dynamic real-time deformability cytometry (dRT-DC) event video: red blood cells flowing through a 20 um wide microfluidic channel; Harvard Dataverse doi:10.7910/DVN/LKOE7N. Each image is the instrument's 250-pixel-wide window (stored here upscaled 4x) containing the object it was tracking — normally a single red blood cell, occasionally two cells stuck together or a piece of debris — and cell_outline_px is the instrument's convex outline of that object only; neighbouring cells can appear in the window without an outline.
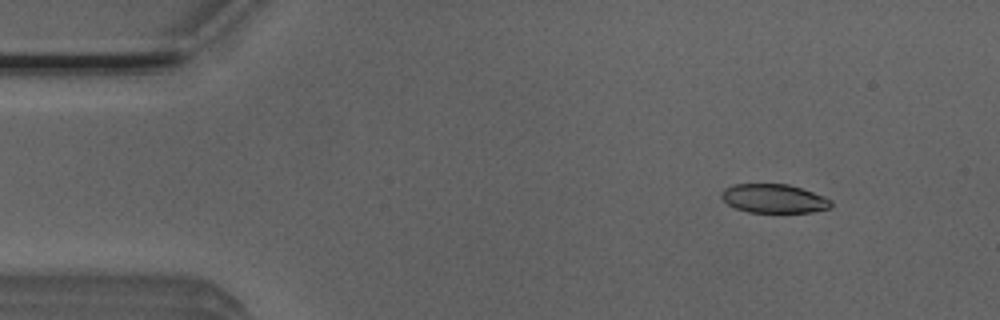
{"species": "Egyptian fruit bat (a non-hibernating species)", "species_latin": "Rousettus aegyptiacus", "temperature_condition": "room temperature", "stored_images_in_passage": 51, "camera_frame_rate_fps": 3000, "um_per_image_px": 0.085, "animal": {"sex": "male"}, "frame": {"image": 1, "passage_image": 5, "time_ms": 1.333, "image_size_px": [1000, 320], "cell_outline_px": [[832, 204], [828, 208], [812, 212], [748, 212], [736, 208], [728, 204], [720, 196], [720, 192], [724, 188], [732, 184], [788, 184], [824, 196], [832, 200]], "centroid_in_image_um": [65.75, 16.87], "position_along_channel_um": 19.3, "area_um2": 18.38}}
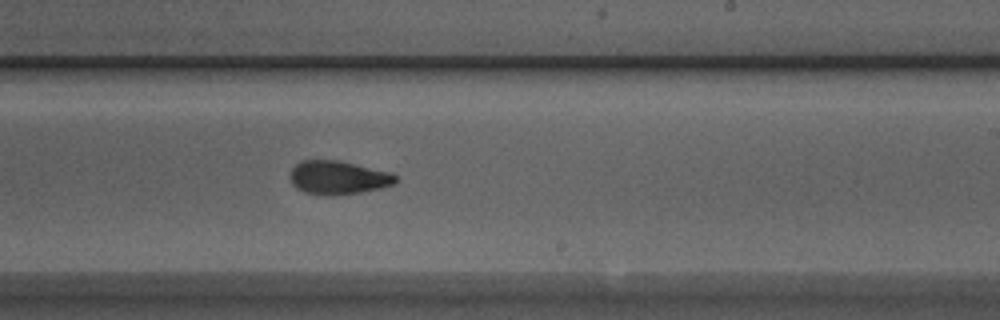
{"frame": {"image": 2, "passage_image": 30, "time_ms": 9.667, "image_size_px": [1000, 320], "cell_outline_px": [[396, 184], [380, 188], [360, 192], [332, 196], [304, 192], [296, 188], [292, 184], [288, 176], [292, 168], [300, 160], [340, 160], [392, 172], [396, 176]], "centroid_in_image_um": [28.73, 15.08], "position_along_channel_um": 260.3, "area_um2": 20.92}}
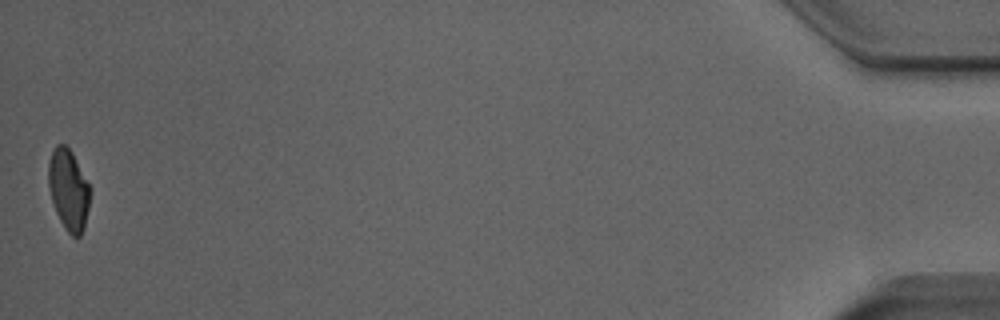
{"frame": {"image": 3, "passage_image": 51, "time_ms": 16.667, "image_size_px": [1000, 320], "cell_outline_px": [[92, 188], [84, 228], [80, 236], [72, 236], [64, 228], [56, 212], [52, 200], [48, 184], [48, 164], [52, 152], [56, 144], [64, 144], [72, 152]], "centroid_in_image_um": [5.84, 16.12], "position_along_channel_um": 429.4, "area_um2": 19.71}, "authors_computed_cell_mechanics": {"area_um2": 20.2878, "velocity_mm_per_s": 3.8919, "shape_relaxation_time_tau1_ms": 5.6507, "shape_relaxation_time_tau2_ms": 1.7213, "deformation_change_tau1": 0.1847, "deformation_change_tau2": 0.0739}}